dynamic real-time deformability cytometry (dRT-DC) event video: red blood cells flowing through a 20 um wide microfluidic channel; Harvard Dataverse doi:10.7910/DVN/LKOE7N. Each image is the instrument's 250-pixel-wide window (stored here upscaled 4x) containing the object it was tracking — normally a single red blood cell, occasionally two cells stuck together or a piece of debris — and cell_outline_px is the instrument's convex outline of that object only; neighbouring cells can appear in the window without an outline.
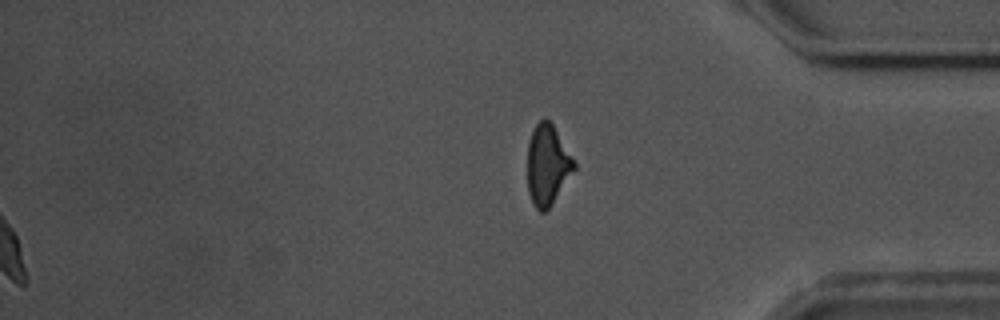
{"species": "common noctule bat (a hibernating species)", "species_latin": "Nyctalus noctula", "temperature_condition": "warm", "stored_images_in_passage": 53, "segment_of_instrument_passage": [2, 2], "camera_frame_rate_fps": 3000, "um_per_image_px": 0.085, "animal": {"sex": "male", "body_mass_g": 17.5, "forearm_length_mm": 52.3}, "frame": {"image": 1, "passage_image": 53, "time_ms": 17.333, "image_size_px": [1000, 320], "cell_outline_px": [[576, 168], [552, 204], [544, 212], [540, 212], [536, 208], [528, 192], [528, 140], [536, 124], [540, 120], [548, 120], [552, 124], [576, 164]], "centroid_in_image_um": [46.53, 14.04], "position_along_channel_um": 388.7, "area_um2": 21.44}}